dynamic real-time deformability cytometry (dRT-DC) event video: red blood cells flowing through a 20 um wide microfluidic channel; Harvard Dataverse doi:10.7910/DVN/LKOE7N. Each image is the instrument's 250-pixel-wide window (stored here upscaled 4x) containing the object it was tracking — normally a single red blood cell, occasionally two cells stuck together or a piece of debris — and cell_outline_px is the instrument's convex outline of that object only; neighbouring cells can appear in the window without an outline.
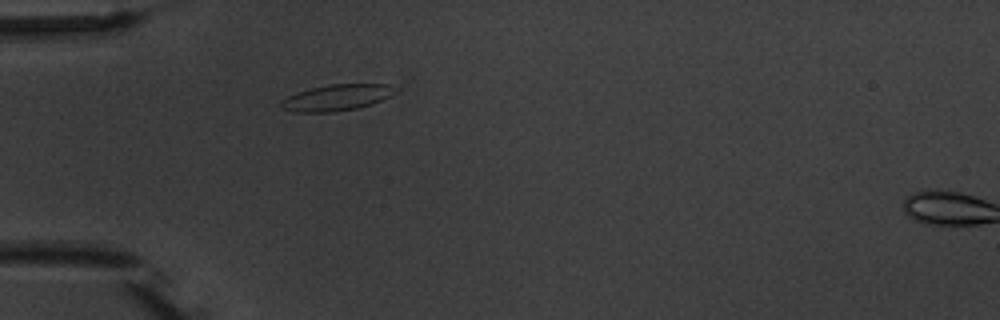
{"species": "common noctule bat (a hibernating species)", "species_latin": "Nyctalus noctula", "temperature_condition": "warm", "stored_images_in_passage": 2, "camera_frame_rate_fps": 3000, "um_per_image_px": 0.085, "animal": {"sex": "male", "body_mass_g": 20.1, "forearm_length_mm": 53.5}, "frame": {"image": 1, "passage_image": 1, "time_ms": 0.0, "image_size_px": [1000, 320], "cell_outline_px": [[388, 96], [372, 104], [356, 108], [332, 112], [292, 112], [280, 108], [280, 100], [296, 92], [312, 88], [332, 84], [388, 84]], "centroid_in_image_um": [28.43, 8.32], "position_along_channel_um": 56.6, "area_um2": 16.88}}